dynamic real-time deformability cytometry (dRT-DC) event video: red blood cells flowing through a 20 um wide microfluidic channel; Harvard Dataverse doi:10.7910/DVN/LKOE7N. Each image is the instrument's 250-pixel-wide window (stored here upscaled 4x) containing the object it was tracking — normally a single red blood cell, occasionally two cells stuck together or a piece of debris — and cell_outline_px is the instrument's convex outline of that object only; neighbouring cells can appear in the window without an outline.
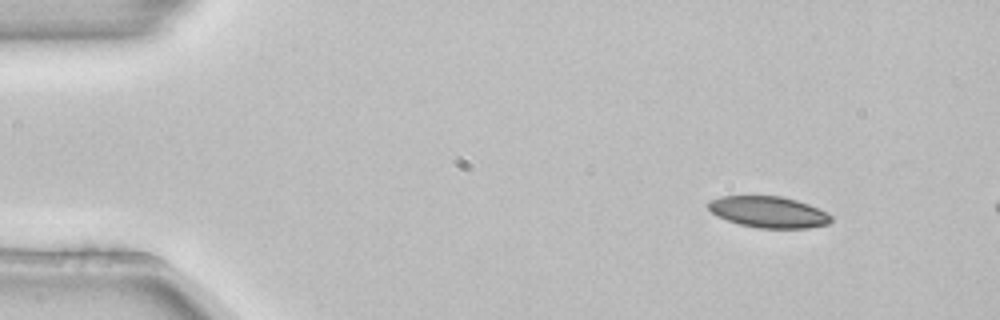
{"species": "common noctule bat (a hibernating species)", "species_latin": "Nyctalus noctula", "temperature_condition": "room temperature", "stored_images_in_passage": 3, "camera_frame_rate_fps": 3000, "um_per_image_px": 0.085, "animal": {"sex": "female", "body_mass_g": 22.7, "forearm_length_mm": 54.2}, "frame": {"image": 1, "passage_image": 1, "time_ms": 0.0, "image_size_px": [1000, 320], "cell_outline_px": [[832, 220], [828, 224], [808, 228], [756, 228], [740, 224], [716, 216], [708, 208], [708, 200], [720, 196], [780, 196], [796, 200], [808, 204], [832, 216]], "centroid_in_image_um": [65.29, 18.02], "position_along_channel_um": 19.7, "area_um2": 22.31}}